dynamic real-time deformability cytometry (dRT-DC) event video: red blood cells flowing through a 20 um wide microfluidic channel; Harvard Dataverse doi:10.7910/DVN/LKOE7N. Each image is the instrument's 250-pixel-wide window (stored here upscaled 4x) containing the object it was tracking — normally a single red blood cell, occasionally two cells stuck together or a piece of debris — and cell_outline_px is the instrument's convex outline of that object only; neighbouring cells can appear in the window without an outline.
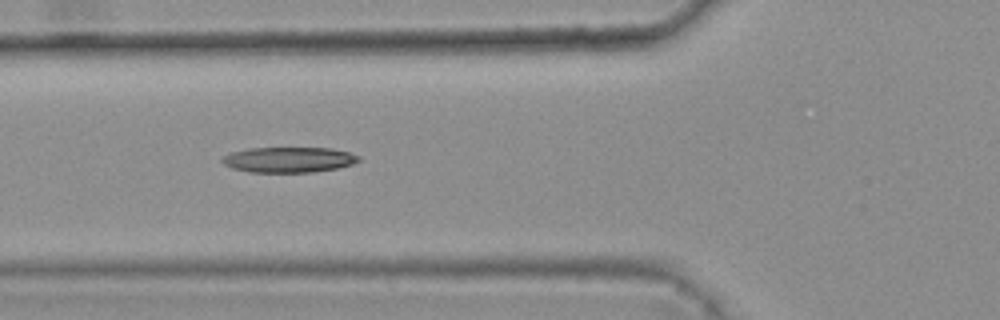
{"species": "common noctule bat (a hibernating species)", "species_latin": "Nyctalus noctula", "temperature_condition": "warm", "stored_images_in_passage": 31, "camera_frame_rate_fps": 3000, "um_per_image_px": 0.085, "animal": {"sex": "female", "body_mass_g": 25.1}, "frame": {"image": 1, "passage_image": 5, "time_ms": 1.333, "image_size_px": [1000, 320], "cell_outline_px": [[360, 160], [352, 164], [336, 168], [312, 172], [248, 172], [232, 168], [224, 164], [220, 160], [224, 156], [232, 152], [248, 148], [332, 148], [348, 152], [360, 156]], "centroid_in_image_um": [24.53, 13.57], "position_along_channel_um": 101.3, "area_um2": 20.17}}